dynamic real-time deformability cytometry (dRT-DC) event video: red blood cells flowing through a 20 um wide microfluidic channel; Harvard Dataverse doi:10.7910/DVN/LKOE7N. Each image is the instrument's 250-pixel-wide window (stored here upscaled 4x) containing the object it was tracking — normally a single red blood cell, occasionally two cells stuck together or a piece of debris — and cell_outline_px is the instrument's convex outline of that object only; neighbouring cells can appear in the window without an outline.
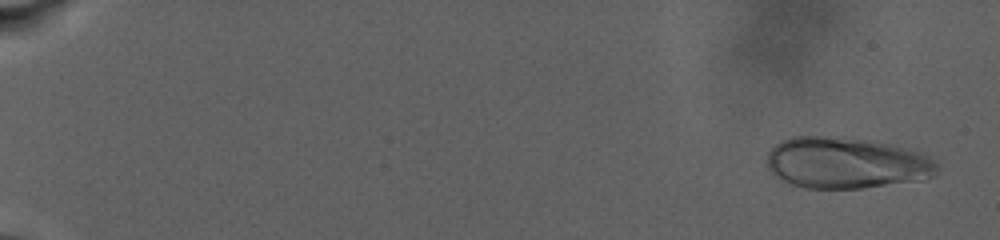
{"species": "human", "species_latin": "Homo sapiens", "temperature_condition": "warm", "stored_images_in_passage": 7, "camera_frame_rate_fps": 3000, "um_per_image_px": 0.085, "donor": {"sex": "male"}, "frame": {"image": 1, "passage_image": 5, "time_ms": 1.0, "image_size_px": [1000, 240], "cell_outline_px": [[936, 176], [924, 180], [864, 188], [804, 188], [792, 184], [772, 176], [764, 164], [768, 152], [776, 144], [792, 136], [844, 136], [872, 140], [920, 152], [928, 156], [936, 164]], "centroid_in_image_um": [71.89, 13.85], "position_along_channel_um": 13.1, "area_um2": 51.56}}